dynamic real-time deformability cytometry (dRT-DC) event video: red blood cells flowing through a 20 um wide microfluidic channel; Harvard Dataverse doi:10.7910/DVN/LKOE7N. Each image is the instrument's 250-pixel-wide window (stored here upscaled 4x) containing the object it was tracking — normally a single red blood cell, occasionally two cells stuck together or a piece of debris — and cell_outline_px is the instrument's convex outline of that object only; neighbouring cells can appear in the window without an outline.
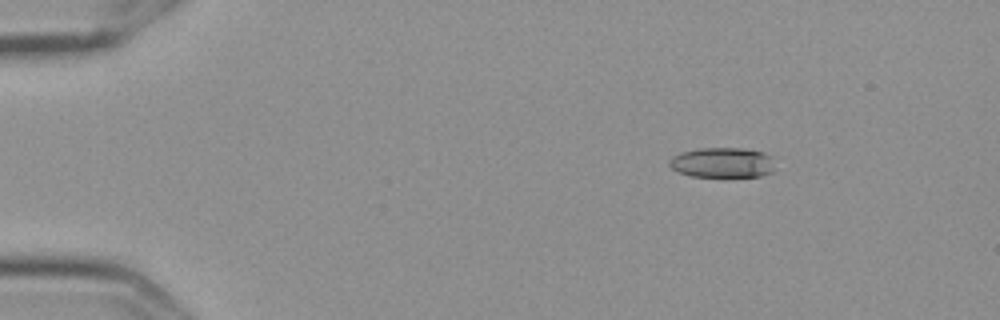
{"species": "Egyptian fruit bat (a non-hibernating species)", "species_latin": "Rousettus aegyptiacus", "temperature_condition": "cold", "stored_images_in_passage": 49, "camera_frame_rate_fps": 3000, "um_per_image_px": 0.085, "frame": {"image": 1, "passage_image": 1, "time_ms": 0.0, "image_size_px": [1000, 320], "cell_outline_px": [[772, 172], [760, 176], [724, 180], [692, 176], [680, 172], [672, 168], [668, 164], [668, 160], [672, 156], [680, 152], [700, 148], [744, 148], [764, 152], [772, 156]], "centroid_in_image_um": [61.4, 13.87], "position_along_channel_um": 23.6, "area_um2": 19.48}}
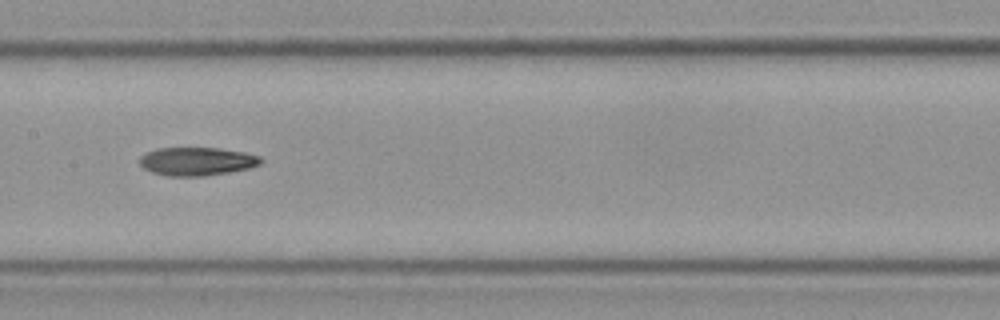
{"frame": {"image": 2, "passage_image": 22, "time_ms": 7.0, "image_size_px": [1000, 320], "cell_outline_px": [[264, 160], [260, 164], [248, 168], [228, 172], [204, 176], [164, 176], [152, 172], [144, 168], [140, 164], [140, 156], [144, 152], [156, 148], [220, 148], [244, 152], [260, 156]], "centroid_in_image_um": [16.71, 13.71], "position_along_channel_um": 190.7, "area_um2": 20.11}}
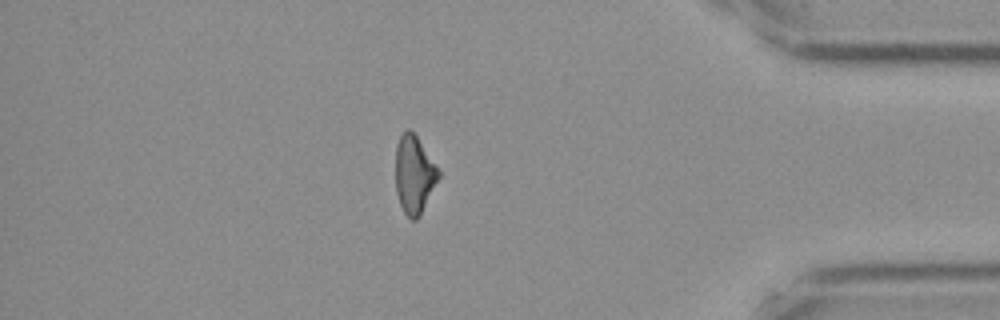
{"frame": {"image": 3, "passage_image": 42, "time_ms": 13.667, "image_size_px": [1000, 320], "cell_outline_px": [[440, 176], [420, 216], [416, 220], [412, 220], [404, 212], [400, 204], [396, 192], [396, 144], [400, 136], [408, 128], [416, 136], [440, 172]], "centroid_in_image_um": [35.19, 14.86], "position_along_channel_um": 400.0, "area_um2": 19.19}, "authors_computed_cell_mechanics": {"area_um2": 19.9988, "velocity_mm_per_s": 3.6158, "shape_relaxation_time_tau1_ms": null, "shape_relaxation_time_tau2_ms": 8.5524, "deformation_change_tau1": null, "deformation_change_tau2": 0.1872}}